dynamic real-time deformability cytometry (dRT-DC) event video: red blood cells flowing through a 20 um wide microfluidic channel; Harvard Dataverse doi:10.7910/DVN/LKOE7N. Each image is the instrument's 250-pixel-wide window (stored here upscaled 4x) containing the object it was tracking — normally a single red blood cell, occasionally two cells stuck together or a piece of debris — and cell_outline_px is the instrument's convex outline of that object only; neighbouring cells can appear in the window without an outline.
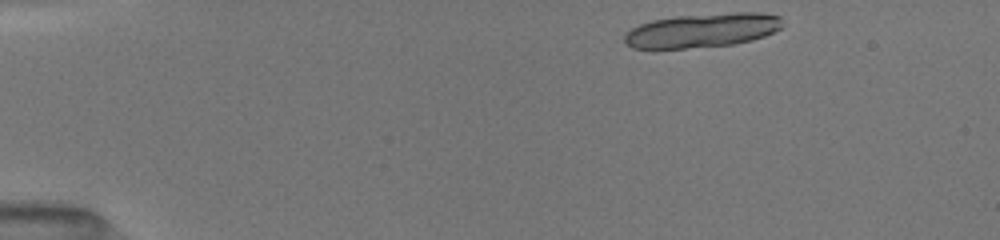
{"species": "common noctule bat (a hibernating species)", "species_latin": "Nyctalus noctula", "temperature_condition": "room temperature", "stored_images_in_passage": 11, "camera_frame_rate_fps": 3000, "um_per_image_px": 0.085, "animal": {"sex": "female", "body_mass_g": 19.5, "forearm_length_mm": 54.1}, "frame": {"image": 1, "passage_image": 1, "time_ms": 0.0, "image_size_px": [1000, 240], "cell_outline_px": [[784, 24], [780, 28], [764, 36], [752, 40], [732, 44], [656, 52], [652, 52], [632, 48], [624, 44], [624, 36], [632, 28], [640, 24], [652, 20], [676, 16], [732, 12], [756, 12], [780, 16]], "centroid_in_image_um": [59.59, 2.62], "position_along_channel_um": 25.4, "area_um2": 32.43}}